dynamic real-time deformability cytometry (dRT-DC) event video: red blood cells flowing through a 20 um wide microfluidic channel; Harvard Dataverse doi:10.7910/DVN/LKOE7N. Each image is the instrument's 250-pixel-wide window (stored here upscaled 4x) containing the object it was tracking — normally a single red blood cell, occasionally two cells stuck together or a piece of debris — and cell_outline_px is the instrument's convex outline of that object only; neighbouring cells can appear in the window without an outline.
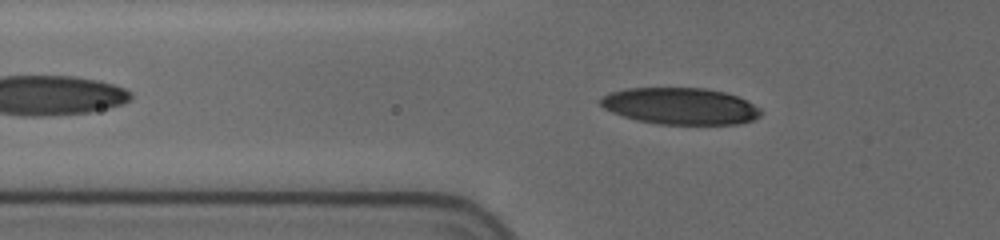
{"species": "human", "species_latin": "Homo sapiens", "temperature_condition": "cold", "stored_images_in_passage": 11, "camera_frame_rate_fps": 3000, "um_per_image_px": 0.085, "donor": {"sex": "female"}, "frame": {"image": 1, "passage_image": 8, "time_ms": 7.333, "image_size_px": [1000, 240], "cell_outline_px": [[764, 112], [760, 116], [752, 120], [736, 124], [660, 124], [636, 120], [612, 112], [604, 108], [600, 104], [600, 100], [604, 96], [612, 92], [628, 88], [704, 88], [724, 92], [740, 96], [760, 108]], "centroid_in_image_um": [57.87, 9.02], "position_along_channel_um": 67.9, "area_um2": 34.22}}